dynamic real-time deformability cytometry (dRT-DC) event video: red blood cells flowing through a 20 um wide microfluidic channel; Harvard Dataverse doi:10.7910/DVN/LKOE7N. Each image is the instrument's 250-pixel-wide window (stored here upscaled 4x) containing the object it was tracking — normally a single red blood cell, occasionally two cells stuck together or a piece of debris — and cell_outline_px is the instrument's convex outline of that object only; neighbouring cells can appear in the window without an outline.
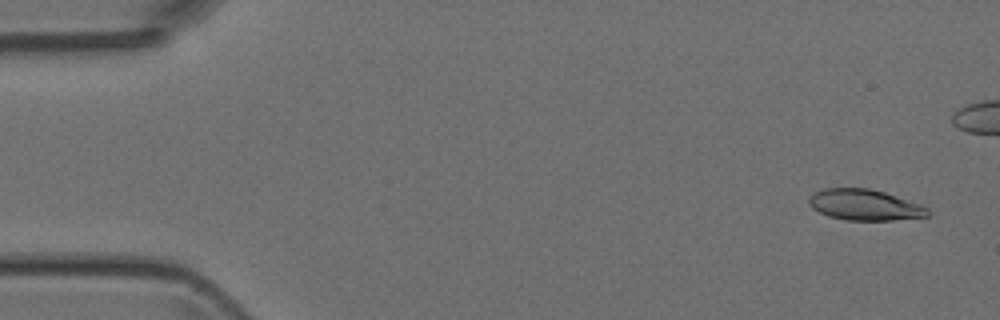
{"species": "Egyptian fruit bat (a non-hibernating species)", "species_latin": "Rousettus aegyptiacus", "temperature_condition": "room temperature", "stored_images_in_passage": 8, "segment_of_instrument_passage": [1, 2], "camera_frame_rate_fps": 3000, "um_per_image_px": 0.085, "animal": {"sex": "female"}, "frame": {"image": 1, "passage_image": 1, "time_ms": 0.0, "image_size_px": [1000, 320], "cell_outline_px": [[928, 216], [892, 220], [848, 220], [828, 216], [812, 208], [808, 204], [808, 200], [816, 192], [824, 188], [868, 188], [884, 192], [920, 204], [928, 208]], "centroid_in_image_um": [73.49, 17.41], "position_along_channel_um": 11.5, "area_um2": 21.15}}
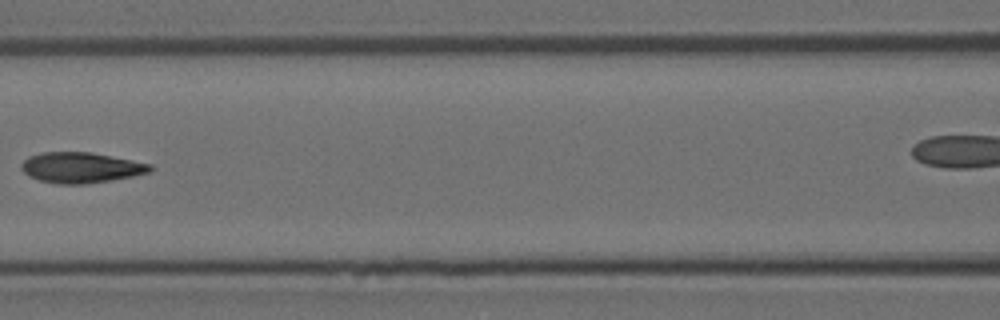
{"frame": {"image": 2, "passage_image": 7, "time_ms": 6.667, "image_size_px": [1000, 320], "cell_outline_px": [[152, 172], [132, 176], [84, 184], [56, 184], [40, 180], [28, 176], [20, 168], [20, 164], [28, 156], [44, 152], [92, 152], [152, 164]], "centroid_in_image_um": [6.86, 14.24], "position_along_channel_um": 159.7, "area_um2": 22.95}}